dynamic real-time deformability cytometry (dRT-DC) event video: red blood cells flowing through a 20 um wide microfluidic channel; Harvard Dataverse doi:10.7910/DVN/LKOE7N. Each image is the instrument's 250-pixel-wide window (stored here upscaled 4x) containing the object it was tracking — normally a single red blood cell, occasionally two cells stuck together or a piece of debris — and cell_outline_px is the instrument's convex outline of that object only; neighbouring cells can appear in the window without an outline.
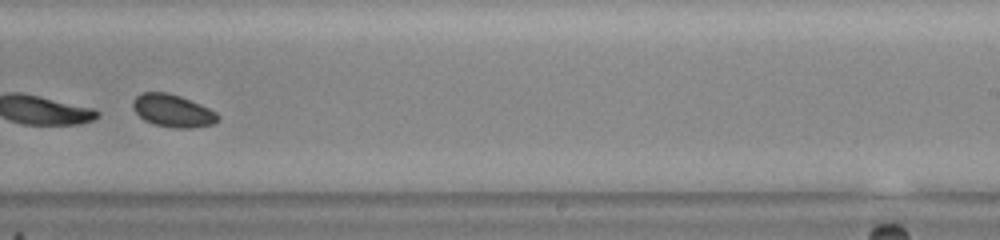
{"species": "common noctule bat (a hibernating species)", "species_latin": "Nyctalus noctula", "temperature_condition": "warm", "stored_images_in_passage": 53, "camera_frame_rate_fps": 3000, "um_per_image_px": 0.085, "animal": {"sex": "female", "body_mass_g": 23.0, "forearm_length_mm": 53.4}, "frame": {"image": 1, "passage_image": 34, "time_ms": 11.0, "image_size_px": [1000, 240], "cell_outline_px": [[220, 120], [212, 124], [192, 128], [172, 128], [152, 124], [144, 120], [132, 108], [132, 100], [140, 92], [168, 92], [180, 96], [200, 104], [216, 112], [220, 116]], "centroid_in_image_um": [14.67, 9.41], "position_along_channel_um": 274.3, "area_um2": 16.36}}